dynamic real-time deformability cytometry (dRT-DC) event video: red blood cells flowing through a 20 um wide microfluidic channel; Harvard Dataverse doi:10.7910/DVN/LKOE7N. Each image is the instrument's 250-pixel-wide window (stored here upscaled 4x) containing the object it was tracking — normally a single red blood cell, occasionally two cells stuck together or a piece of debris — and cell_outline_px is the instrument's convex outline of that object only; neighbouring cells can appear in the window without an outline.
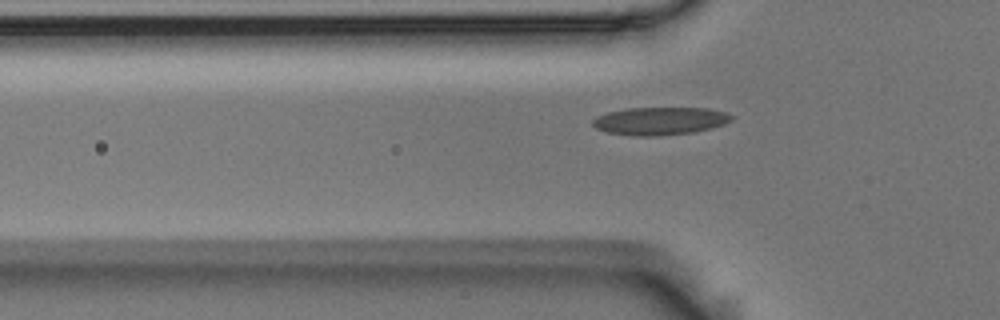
{"species": "Egyptian fruit bat (a non-hibernating species)", "species_latin": "Rousettus aegyptiacus", "temperature_condition": "room temperature", "stored_images_in_passage": 36, "camera_frame_rate_fps": 3000, "um_per_image_px": 0.085, "animal": {"sex": "male"}, "frame": {"image": 1, "passage_image": 5, "time_ms": 1.333, "image_size_px": [1000, 320], "cell_outline_px": [[732, 120], [724, 124], [712, 128], [692, 132], [660, 136], [632, 136], [608, 132], [596, 128], [592, 124], [592, 120], [596, 116], [608, 112], [628, 108], [708, 108], [724, 112], [732, 116]], "centroid_in_image_um": [56.08, 10.28], "position_along_channel_um": 69.7, "area_um2": 22.48}}
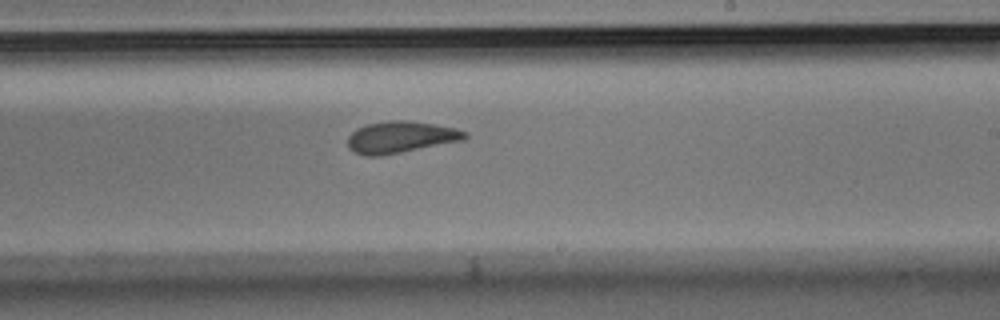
{"frame": {"image": 2, "passage_image": 20, "time_ms": 6.333, "image_size_px": [1000, 320], "cell_outline_px": [[468, 136], [464, 140], [380, 156], [364, 156], [348, 148], [348, 136], [356, 128], [368, 124], [388, 120], [404, 120], [432, 124], [456, 128], [468, 132]], "centroid_in_image_um": [34.05, 11.65], "position_along_channel_um": 254.9, "area_um2": 21.56}}
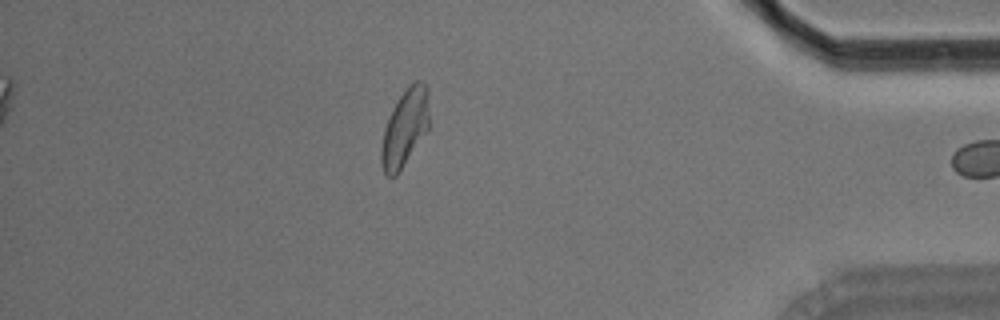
{"frame": {"image": 3, "passage_image": 35, "time_ms": 11.333, "image_size_px": [1000, 320], "cell_outline_px": [[428, 128], [396, 176], [388, 176], [384, 172], [380, 164], [380, 148], [384, 128], [388, 116], [392, 108], [408, 84], [416, 80], [420, 80], [428, 88]], "centroid_in_image_um": [34.38, 10.84], "position_along_channel_um": 400.8, "area_um2": 21.44}}